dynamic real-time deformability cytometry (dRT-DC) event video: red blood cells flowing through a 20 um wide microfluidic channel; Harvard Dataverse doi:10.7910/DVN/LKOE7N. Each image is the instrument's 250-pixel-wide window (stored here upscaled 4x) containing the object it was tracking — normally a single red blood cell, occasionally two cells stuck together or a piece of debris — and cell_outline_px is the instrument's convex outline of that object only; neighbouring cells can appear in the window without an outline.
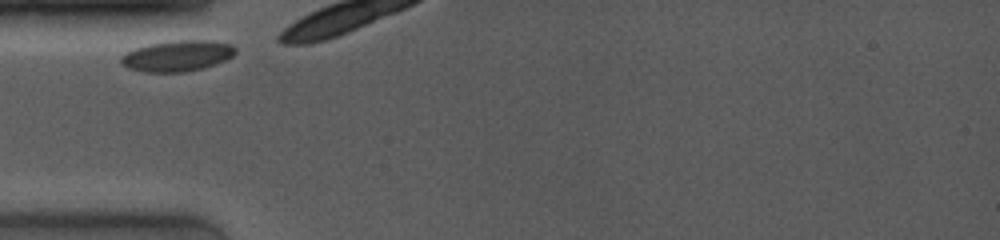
{"species": "common noctule bat (a hibernating species)", "species_latin": "Nyctalus noctula", "temperature_condition": "room temperature", "stored_images_in_passage": 11, "camera_frame_rate_fps": 4000, "um_per_image_px": 0.085, "animal": {"sex": "female", "body_mass_g": 19.0, "forearm_length_mm": 53.3}, "frame": {"image": 1, "passage_image": 1, "time_ms": 0.0, "image_size_px": [1000, 240], "cell_outline_px": [[236, 52], [232, 56], [224, 60], [204, 68], [188, 72], [144, 72], [128, 68], [120, 64], [120, 56], [124, 52], [148, 44], [176, 40], [208, 40], [232, 44], [236, 48]], "centroid_in_image_um": [15.04, 4.75], "position_along_channel_um": 70.0, "area_um2": 20.81}}